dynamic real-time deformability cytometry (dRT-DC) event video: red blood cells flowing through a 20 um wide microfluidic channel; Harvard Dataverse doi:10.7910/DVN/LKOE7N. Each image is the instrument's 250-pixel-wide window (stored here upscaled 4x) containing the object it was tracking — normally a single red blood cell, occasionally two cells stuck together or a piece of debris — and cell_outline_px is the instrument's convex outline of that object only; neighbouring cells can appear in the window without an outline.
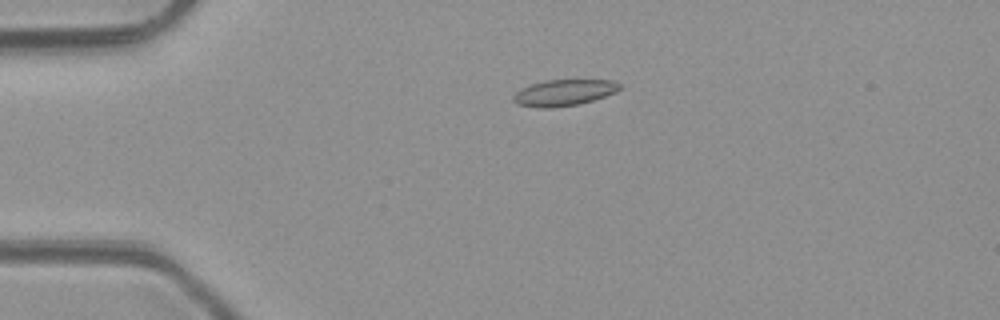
{"species": "common noctule bat (a hibernating species)", "species_latin": "Nyctalus noctula", "temperature_condition": "room temperature", "stored_images_in_passage": 4, "camera_frame_rate_fps": 3000, "um_per_image_px": 0.085, "animal": {"sex": "male", "body_mass_g": 23.1, "forearm_length_mm": 52.7}, "frame": {"image": 1, "passage_image": 4, "time_ms": 3.667, "image_size_px": [1000, 320], "cell_outline_px": [[620, 88], [616, 92], [580, 104], [552, 108], [540, 108], [516, 104], [512, 100], [512, 96], [516, 92], [532, 84], [544, 80], [612, 80], [620, 84]], "centroid_in_image_um": [47.91, 7.88], "position_along_channel_um": 37.1, "area_um2": 16.18}}